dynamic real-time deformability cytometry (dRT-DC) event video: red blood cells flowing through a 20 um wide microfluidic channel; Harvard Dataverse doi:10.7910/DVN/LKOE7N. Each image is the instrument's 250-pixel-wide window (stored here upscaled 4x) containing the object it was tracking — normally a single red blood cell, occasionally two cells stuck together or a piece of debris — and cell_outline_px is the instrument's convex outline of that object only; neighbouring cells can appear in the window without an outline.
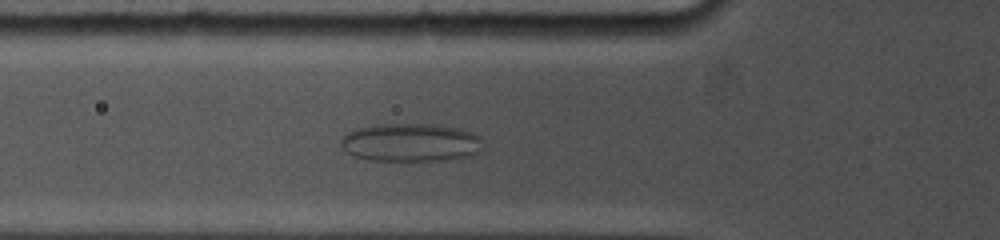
{"species": "common noctule bat (a hibernating species)", "species_latin": "Nyctalus noctula", "temperature_condition": "cold", "stored_images_in_passage": 51, "camera_frame_rate_fps": 5000, "um_per_image_px": 0.085, "animal": {"sex": "female", "body_mass_g": 19.0, "forearm_length_mm": 53.3}, "frame": {"image": 1, "passage_image": 13, "time_ms": 4.2, "image_size_px": [1000, 240], "cell_outline_px": [[484, 148], [480, 152], [472, 156], [456, 160], [368, 160], [352, 156], [340, 148], [340, 140], [348, 132], [356, 128], [376, 124], [440, 124], [460, 128], [472, 132], [480, 136], [484, 140]], "centroid_in_image_um": [34.97, 12.11], "position_along_channel_um": 90.8, "area_um2": 32.54}}
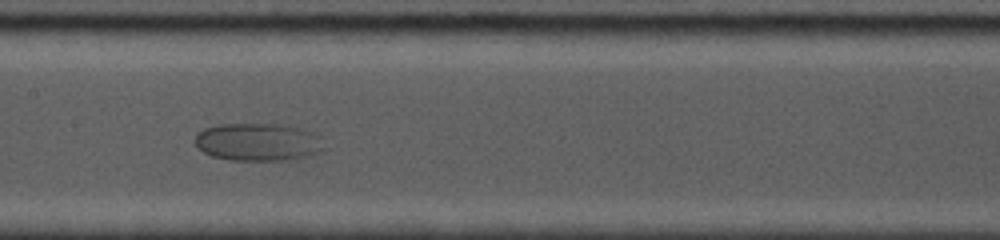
{"frame": {"image": 2, "passage_image": 22, "time_ms": 6.8, "image_size_px": [1000, 240], "cell_outline_px": [[324, 152], [312, 156], [288, 160], [232, 160], [212, 156], [196, 148], [196, 136], [204, 128], [216, 124], [284, 124], [300, 128], [312, 132], [320, 136], [324, 148]], "centroid_in_image_um": [21.98, 12.08], "position_along_channel_um": 185.4, "area_um2": 28.73}}
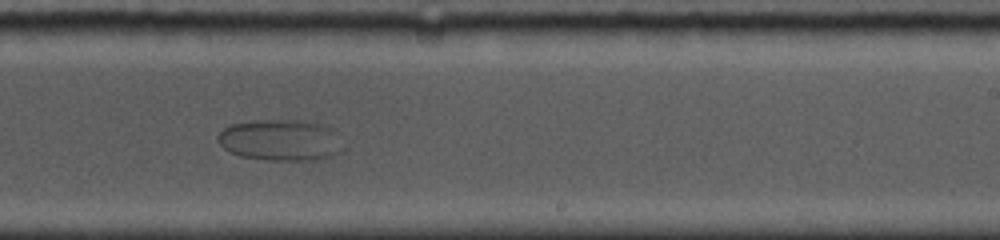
{"frame": {"image": 3, "passage_image": 30, "time_ms": 9.0, "image_size_px": [1000, 240], "cell_outline_px": [[344, 148], [340, 152], [332, 156], [320, 160], [264, 160], [240, 156], [228, 152], [220, 144], [216, 136], [224, 128], [232, 124], [260, 120], [304, 120], [320, 124], [332, 128], [336, 132]], "centroid_in_image_um": [23.86, 11.92], "position_along_channel_um": 265.1, "area_um2": 30.4}}